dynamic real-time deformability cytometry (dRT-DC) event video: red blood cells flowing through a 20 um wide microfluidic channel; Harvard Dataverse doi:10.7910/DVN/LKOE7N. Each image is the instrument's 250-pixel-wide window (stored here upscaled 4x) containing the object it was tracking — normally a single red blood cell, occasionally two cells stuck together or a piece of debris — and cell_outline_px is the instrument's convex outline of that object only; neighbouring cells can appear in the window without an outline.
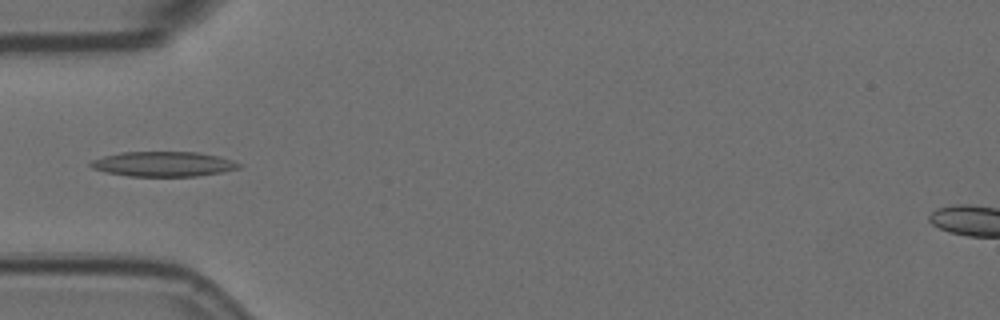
{"species": "Egyptian fruit bat (a non-hibernating species)", "species_latin": "Rousettus aegyptiacus", "temperature_condition": "room temperature", "stored_images_in_passage": 12, "camera_frame_rate_fps": 3000, "um_per_image_px": 0.085, "animal": {"sex": "female"}, "frame": {"image": 1, "passage_image": 4, "time_ms": 1.0, "image_size_px": [1000, 320], "cell_outline_px": [[240, 168], [224, 172], [196, 176], [128, 176], [104, 172], [92, 168], [88, 164], [92, 160], [104, 156], [120, 152], [200, 152], [232, 160], [240, 164]], "centroid_in_image_um": [13.86, 13.94], "position_along_channel_um": 71.1, "area_um2": 21.56}}
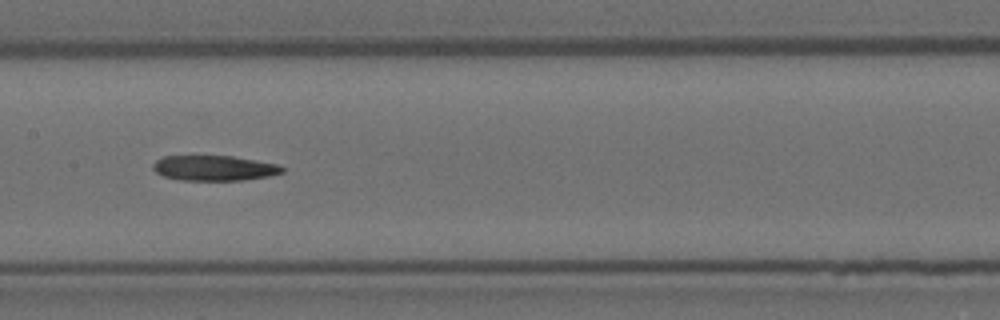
{"frame": {"image": 2, "passage_image": 7, "time_ms": 2.0, "image_size_px": [1000, 320], "cell_outline_px": [[284, 172], [268, 176], [244, 180], [176, 180], [164, 176], [156, 172], [152, 168], [152, 164], [156, 160], [164, 156], [232, 156], [256, 160], [276, 164], [284, 168]], "centroid_in_image_um": [18.18, 14.29], "position_along_channel_um": 189.2, "area_um2": 18.96}}
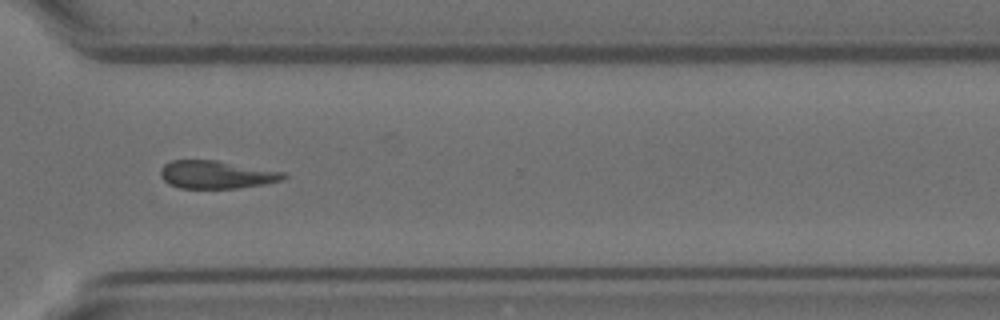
{"frame": {"image": 3, "passage_image": 11, "time_ms": 3.333, "image_size_px": [1000, 320], "cell_outline_px": [[288, 176], [284, 180], [264, 184], [236, 188], [180, 188], [168, 184], [160, 176], [160, 168], [164, 164], [172, 160], [216, 160], [284, 172]], "centroid_in_image_um": [18.38, 14.84], "position_along_channel_um": 352.2, "area_um2": 20.06}}